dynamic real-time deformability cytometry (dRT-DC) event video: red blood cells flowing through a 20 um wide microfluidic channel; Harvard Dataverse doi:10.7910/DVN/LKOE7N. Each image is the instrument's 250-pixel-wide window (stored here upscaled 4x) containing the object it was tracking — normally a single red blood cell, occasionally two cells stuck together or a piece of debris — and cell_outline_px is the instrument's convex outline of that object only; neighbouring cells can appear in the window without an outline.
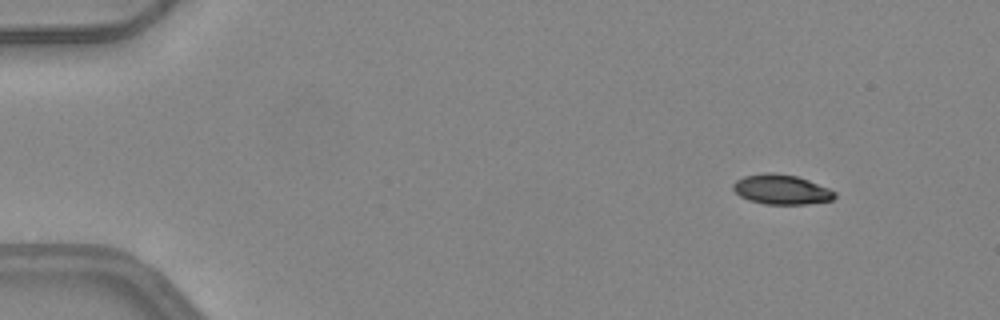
{"species": "common noctule bat (a hibernating species)", "species_latin": "Nyctalus noctula", "temperature_condition": "warm", "stored_images_in_passage": 45, "camera_frame_rate_fps": 3000, "um_per_image_px": 0.085, "animal": {"sex": "female", "body_mass_g": 24.6, "forearm_length_mm": 56.2}, "frame": {"image": 1, "passage_image": 1, "time_ms": 0.0, "image_size_px": [1000, 320], "cell_outline_px": [[836, 196], [832, 200], [808, 204], [764, 204], [748, 200], [740, 196], [732, 188], [732, 184], [736, 180], [744, 176], [768, 172], [772, 172], [796, 176], [808, 180], [828, 188], [836, 192]], "centroid_in_image_um": [66.4, 16.11], "position_along_channel_um": 18.6, "area_um2": 17.63}}
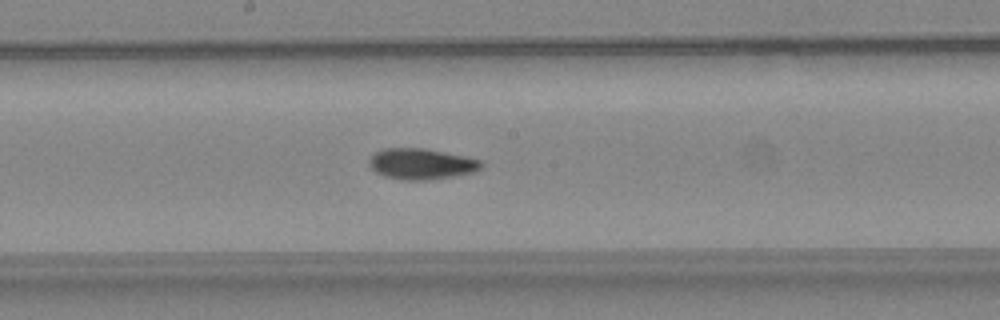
{"frame": {"image": 2, "passage_image": 23, "time_ms": 7.333, "image_size_px": [1000, 320], "cell_outline_px": [[484, 164], [476, 172], [428, 180], [400, 180], [384, 176], [376, 172], [368, 164], [368, 160], [376, 152], [384, 148], [424, 148], [464, 156], [480, 160]], "centroid_in_image_um": [35.8, 13.94], "position_along_channel_um": 212.4, "area_um2": 20.17}}
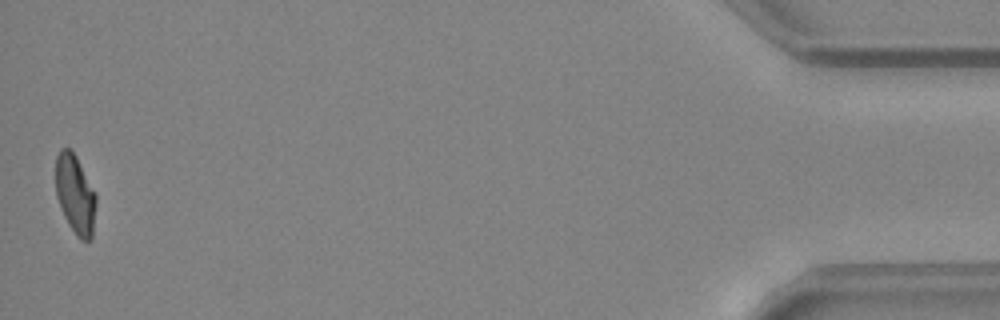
{"frame": {"image": 3, "passage_image": 45, "time_ms": 14.667, "image_size_px": [1000, 320], "cell_outline_px": [[96, 204], [92, 240], [80, 240], [76, 236], [68, 224], [60, 208], [56, 196], [56, 156], [60, 148], [68, 148], [76, 156], [96, 192]], "centroid_in_image_um": [6.4, 16.54], "position_along_channel_um": 428.8, "area_um2": 18.84}, "authors_computed_cell_mechanics": {"area_um2": 19.4208, "velocity_mm_per_s": 4.1996, "shape_relaxation_time_tau1_ms": 7.2966, "shape_relaxation_time_tau2_ms": 2.3614, "deformation_change_tau1": 0.1981, "deformation_change_tau2": 0.0805}}